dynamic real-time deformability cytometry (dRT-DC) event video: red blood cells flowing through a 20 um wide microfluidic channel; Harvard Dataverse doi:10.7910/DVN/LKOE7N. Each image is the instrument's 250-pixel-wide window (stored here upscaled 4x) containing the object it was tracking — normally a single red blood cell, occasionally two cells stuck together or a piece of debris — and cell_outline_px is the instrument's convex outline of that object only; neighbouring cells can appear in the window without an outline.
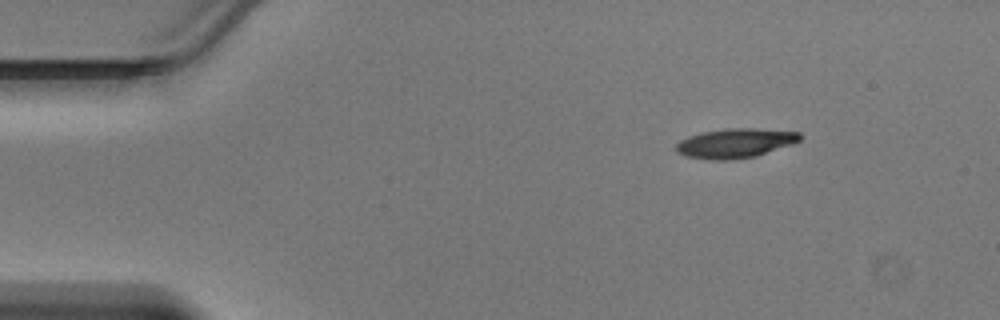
{"species": "Egyptian fruit bat (a non-hibernating species)", "species_latin": "Rousettus aegyptiacus", "temperature_condition": "warm", "stored_images_in_passage": 41, "camera_frame_rate_fps": 3000, "um_per_image_px": 0.085, "animal": {"sex": "male"}, "frame": {"image": 1, "passage_image": 1, "time_ms": 0.0, "image_size_px": [1000, 320], "cell_outline_px": [[800, 140], [792, 144], [756, 156], [728, 160], [712, 160], [684, 156], [676, 152], [676, 144], [680, 140], [688, 136], [704, 132], [724, 128], [752, 128], [800, 132]], "centroid_in_image_um": [62.46, 12.17], "position_along_channel_um": 22.5, "area_um2": 21.21}}
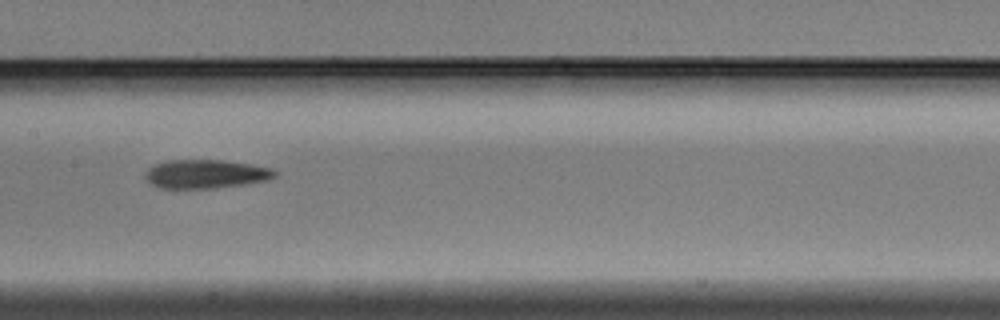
{"frame": {"image": 2, "passage_image": 18, "time_ms": 5.667, "image_size_px": [1000, 320], "cell_outline_px": [[276, 176], [268, 180], [244, 184], [212, 188], [160, 188], [152, 184], [144, 176], [148, 168], [156, 164], [168, 160], [224, 160], [252, 164], [272, 168], [276, 172]], "centroid_in_image_um": [17.51, 14.78], "position_along_channel_um": 189.9, "area_um2": 21.62}}
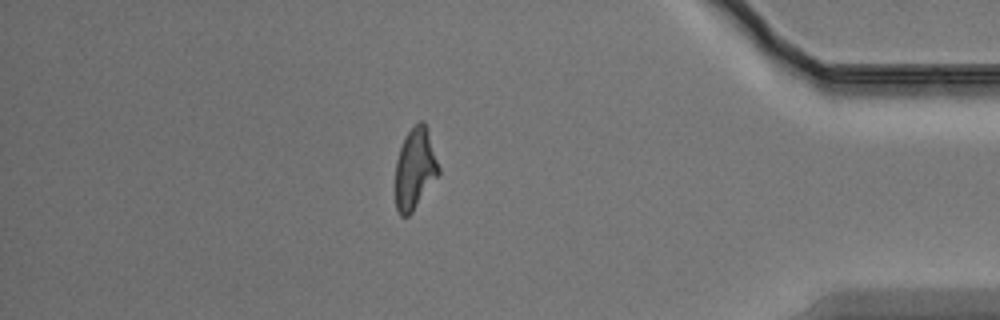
{"frame": {"image": 3, "passage_image": 35, "time_ms": 11.333, "image_size_px": [1000, 320], "cell_outline_px": [[440, 172], [412, 212], [408, 216], [400, 216], [396, 208], [396, 160], [400, 148], [408, 132], [420, 120], [424, 120], [428, 128], [440, 168]], "centroid_in_image_um": [35.28, 14.32], "position_along_channel_um": 399.9, "area_um2": 20.29}}